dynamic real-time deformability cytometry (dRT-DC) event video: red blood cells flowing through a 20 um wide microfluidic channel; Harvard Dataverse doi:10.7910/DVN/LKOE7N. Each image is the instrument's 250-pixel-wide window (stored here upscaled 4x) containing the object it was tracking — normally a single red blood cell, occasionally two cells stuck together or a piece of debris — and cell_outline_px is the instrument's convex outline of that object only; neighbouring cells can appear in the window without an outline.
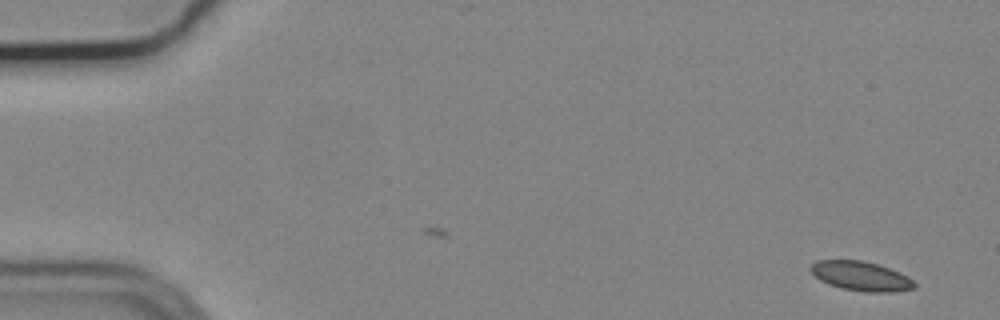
{"species": "common noctule bat (a hibernating species)", "species_latin": "Nyctalus noctula", "temperature_condition": "cold", "stored_images_in_passage": 54, "camera_frame_rate_fps": 3000, "um_per_image_px": 0.085, "animal": {"sex": "male", "body_mass_g": 19.2, "forearm_length_mm": 51.8}, "frame": {"image": 1, "passage_image": 1, "time_ms": 0.0, "image_size_px": [1000, 320], "cell_outline_px": [[916, 288], [892, 292], [864, 292], [840, 288], [828, 284], [820, 280], [808, 268], [816, 260], [860, 260], [876, 264], [900, 272], [908, 276], [916, 284]], "centroid_in_image_um": [73.18, 23.47], "position_along_channel_um": 11.8, "area_um2": 17.8}}
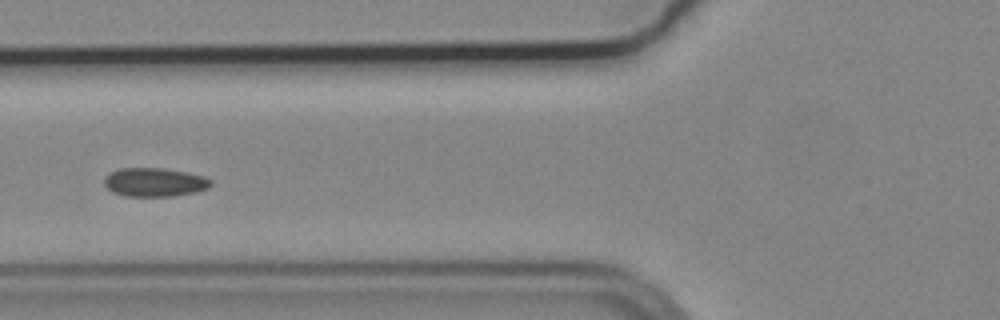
{"frame": {"image": 2, "passage_image": 20, "time_ms": 6.333, "image_size_px": [1000, 320], "cell_outline_px": [[212, 184], [208, 188], [196, 192], [176, 196], [124, 196], [112, 192], [104, 184], [104, 180], [112, 172], [120, 168], [164, 168], [204, 176], [212, 180]], "centroid_in_image_um": [13.17, 15.5], "position_along_channel_um": 112.6, "area_um2": 17.8}}
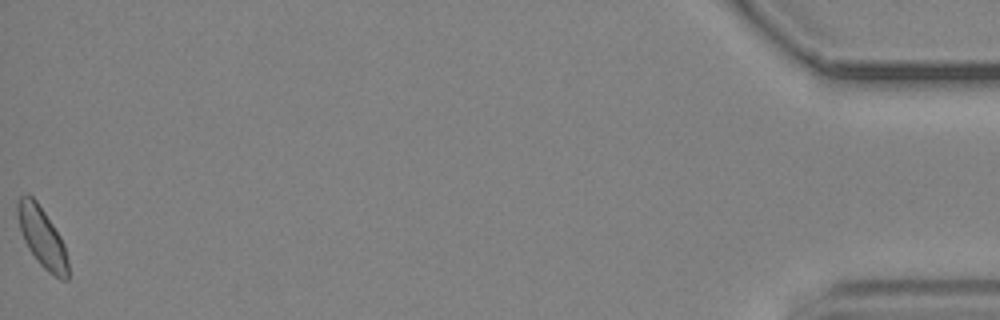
{"frame": {"image": 3, "passage_image": 54, "time_ms": 17.667, "image_size_px": [1000, 320], "cell_outline_px": [[68, 280], [60, 280], [48, 272], [40, 264], [28, 248], [24, 240], [20, 228], [16, 212], [16, 204], [20, 196], [28, 192], [36, 200], [60, 236], [64, 244], [68, 260]], "centroid_in_image_um": [3.57, 20.16], "position_along_channel_um": 431.6, "area_um2": 17.63}, "authors_computed_cell_mechanics": {"area_um2": 17.6868, "velocity_mm_per_s": 3.7087, "shape_relaxation_time_tau1_ms": 6.7444, "shape_relaxation_time_tau2_ms": 1.5593, "deformation_change_tau1": 0.0623, "deformation_change_tau2": 0.0597}}